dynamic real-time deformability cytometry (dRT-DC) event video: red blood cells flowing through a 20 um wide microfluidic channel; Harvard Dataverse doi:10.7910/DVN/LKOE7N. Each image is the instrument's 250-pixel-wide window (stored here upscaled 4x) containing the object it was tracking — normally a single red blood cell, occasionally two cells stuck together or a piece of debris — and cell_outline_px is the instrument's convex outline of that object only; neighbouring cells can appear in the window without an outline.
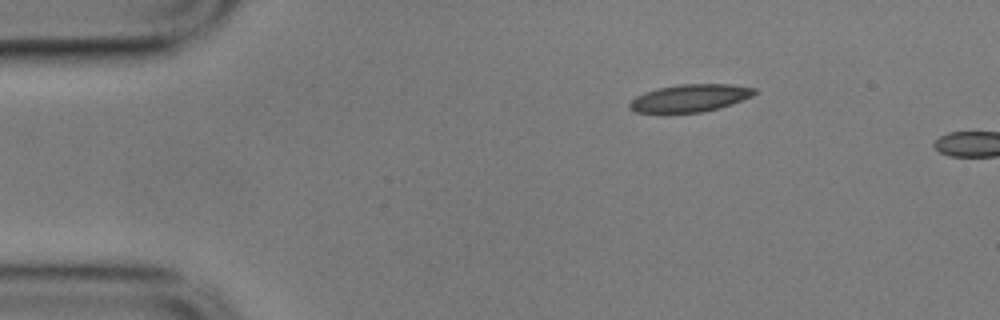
{"species": "common noctule bat (a hibernating species)", "species_latin": "Nyctalus noctula", "temperature_condition": "cold", "stored_images_in_passage": 3, "camera_frame_rate_fps": 3000, "um_per_image_px": 0.085, "animal": {"sex": "male", "body_mass_g": 17.9}, "frame": {"image": 1, "passage_image": 1, "time_ms": 0.0, "image_size_px": [1000, 320], "cell_outline_px": [[756, 92], [752, 96], [732, 104], [720, 108], [700, 112], [664, 116], [660, 116], [636, 112], [628, 108], [628, 104], [636, 96], [644, 92], [660, 88], [680, 84], [732, 84], [756, 88]], "centroid_in_image_um": [58.57, 8.39], "position_along_channel_um": 26.4, "area_um2": 20.87}}